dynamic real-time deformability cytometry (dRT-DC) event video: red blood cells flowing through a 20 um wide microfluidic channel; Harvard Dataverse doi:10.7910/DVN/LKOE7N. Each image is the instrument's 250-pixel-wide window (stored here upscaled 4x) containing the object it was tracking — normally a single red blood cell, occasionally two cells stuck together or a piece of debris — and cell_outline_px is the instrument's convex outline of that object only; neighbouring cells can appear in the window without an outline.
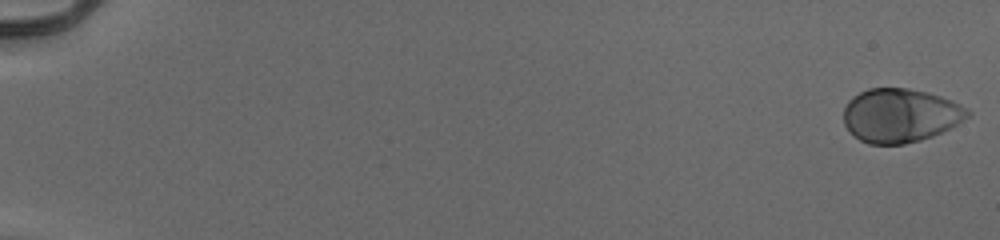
{"species": "human", "species_latin": "Homo sapiens", "temperature_condition": "cold", "stored_images_in_passage": 55, "camera_frame_rate_fps": 3000, "um_per_image_px": 0.085, "donor": {"sex": "male"}, "frame": {"image": 1, "passage_image": 1, "time_ms": 0.0, "image_size_px": [1000, 240], "cell_outline_px": [[972, 112], [968, 116], [956, 124], [932, 136], [920, 140], [904, 144], [868, 144], [860, 140], [844, 124], [844, 108], [848, 100], [852, 96], [868, 88], [908, 88], [928, 92], [940, 96], [960, 104], [968, 108]], "centroid_in_image_um": [76.51, 9.8], "position_along_channel_um": 8.5, "area_um2": 38.73}}
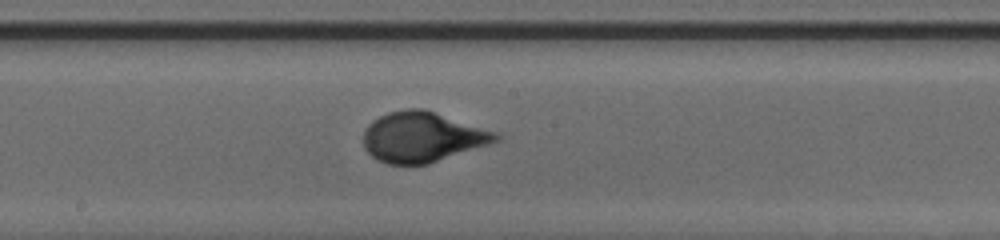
{"frame": {"image": 2, "passage_image": 32, "time_ms": 10.333, "image_size_px": [1000, 240], "cell_outline_px": [[504, 140], [428, 164], [388, 164], [376, 160], [364, 148], [364, 132], [368, 124], [372, 120], [388, 112], [404, 108], [424, 108], [500, 132], [504, 136]], "centroid_in_image_um": [35.98, 11.63], "position_along_channel_um": 212.2, "area_um2": 39.54}}
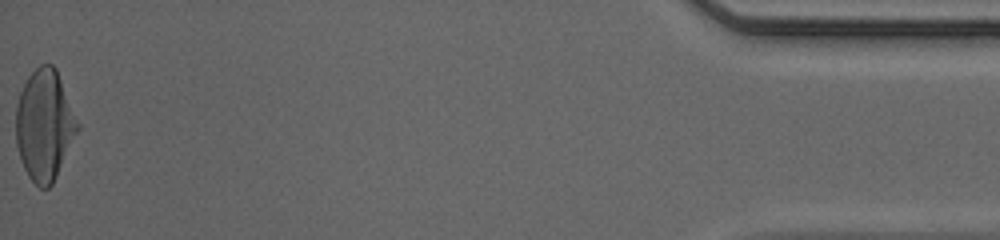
{"frame": {"image": 3, "passage_image": 55, "time_ms": 18.0, "image_size_px": [1000, 240], "cell_outline_px": [[80, 128], [52, 184], [48, 188], [40, 188], [28, 176], [20, 160], [16, 144], [16, 104], [20, 92], [28, 76], [40, 64], [52, 64], [56, 68], [80, 124]], "centroid_in_image_um": [3.78, 10.62], "position_along_channel_um": 431.4, "area_um2": 39.82}, "authors_computed_cell_mechanics": {"area_um2": 38.3214, "velocity_mm_per_s": 3.9394, "shape_relaxation_time_tau1_ms": 3.9766, "shape_relaxation_time_tau2_ms": null, "deformation_change_tau1": 0.2238, "deformation_change_tau2": null}}